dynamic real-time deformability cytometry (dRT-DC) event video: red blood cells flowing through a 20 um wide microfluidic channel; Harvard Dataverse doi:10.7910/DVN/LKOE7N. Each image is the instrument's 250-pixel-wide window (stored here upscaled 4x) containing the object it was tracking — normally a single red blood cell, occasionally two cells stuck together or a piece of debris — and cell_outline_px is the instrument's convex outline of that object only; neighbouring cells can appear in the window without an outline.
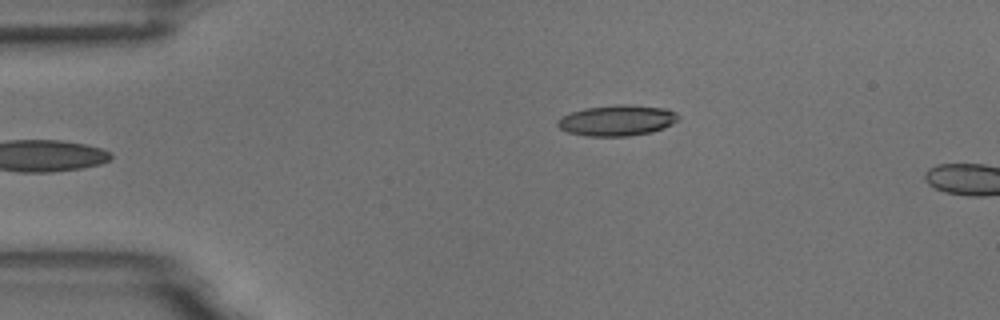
{"species": "common noctule bat (a hibernating species)", "species_latin": "Nyctalus noctula", "temperature_condition": "room temperature", "stored_images_in_passage": 4, "camera_frame_rate_fps": 3000, "um_per_image_px": 0.085, "animal": {"sex": "male", "body_mass_g": 18.8}, "frame": {"image": 1, "passage_image": 1, "time_ms": 0.0, "image_size_px": [1000, 320], "cell_outline_px": [[680, 116], [672, 124], [664, 128], [652, 132], [628, 136], [584, 136], [568, 132], [560, 128], [556, 124], [556, 120], [560, 116], [584, 108], [616, 104], [624, 104], [664, 108], [676, 112]], "centroid_in_image_um": [52.42, 10.23], "position_along_channel_um": 32.6, "area_um2": 21.79}}